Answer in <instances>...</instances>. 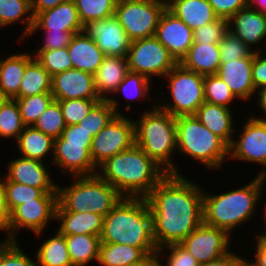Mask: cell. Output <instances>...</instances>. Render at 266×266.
I'll return each instance as SVG.
<instances>
[{
  "label": "cell",
  "instance_id": "6da1fadb",
  "mask_svg": "<svg viewBox=\"0 0 266 266\" xmlns=\"http://www.w3.org/2000/svg\"><path fill=\"white\" fill-rule=\"evenodd\" d=\"M183 173H167L146 197L157 248L180 244L203 222L204 187Z\"/></svg>",
  "mask_w": 266,
  "mask_h": 266
},
{
  "label": "cell",
  "instance_id": "ba28073f",
  "mask_svg": "<svg viewBox=\"0 0 266 266\" xmlns=\"http://www.w3.org/2000/svg\"><path fill=\"white\" fill-rule=\"evenodd\" d=\"M163 80L167 81L170 100H154V104L170 113L173 117L195 115L197 109L205 102L204 75L185 69L178 63ZM162 101V102H161Z\"/></svg>",
  "mask_w": 266,
  "mask_h": 266
},
{
  "label": "cell",
  "instance_id": "5b68a950",
  "mask_svg": "<svg viewBox=\"0 0 266 266\" xmlns=\"http://www.w3.org/2000/svg\"><path fill=\"white\" fill-rule=\"evenodd\" d=\"M134 119L135 144L166 173L181 172L174 156L177 153L176 117L156 104Z\"/></svg>",
  "mask_w": 266,
  "mask_h": 266
},
{
  "label": "cell",
  "instance_id": "d590c367",
  "mask_svg": "<svg viewBox=\"0 0 266 266\" xmlns=\"http://www.w3.org/2000/svg\"><path fill=\"white\" fill-rule=\"evenodd\" d=\"M52 76L33 58L25 67L19 93L13 98L27 97L40 93H51Z\"/></svg>",
  "mask_w": 266,
  "mask_h": 266
},
{
  "label": "cell",
  "instance_id": "ac0fdd59",
  "mask_svg": "<svg viewBox=\"0 0 266 266\" xmlns=\"http://www.w3.org/2000/svg\"><path fill=\"white\" fill-rule=\"evenodd\" d=\"M177 63L186 56L193 44V30L167 8L159 19L154 35Z\"/></svg>",
  "mask_w": 266,
  "mask_h": 266
},
{
  "label": "cell",
  "instance_id": "1f68e13d",
  "mask_svg": "<svg viewBox=\"0 0 266 266\" xmlns=\"http://www.w3.org/2000/svg\"><path fill=\"white\" fill-rule=\"evenodd\" d=\"M16 23H22L24 27L17 41L28 39L34 23L31 0H0V30Z\"/></svg>",
  "mask_w": 266,
  "mask_h": 266
},
{
  "label": "cell",
  "instance_id": "7a4b0ae2",
  "mask_svg": "<svg viewBox=\"0 0 266 266\" xmlns=\"http://www.w3.org/2000/svg\"><path fill=\"white\" fill-rule=\"evenodd\" d=\"M265 186L266 175H255L248 184L246 182V185L234 190L222 191L220 194H210L204 190L203 223L222 229L234 237L233 233L237 227L254 219L257 214L255 210H258L261 204L259 200L266 198L263 197Z\"/></svg>",
  "mask_w": 266,
  "mask_h": 266
},
{
  "label": "cell",
  "instance_id": "681fc988",
  "mask_svg": "<svg viewBox=\"0 0 266 266\" xmlns=\"http://www.w3.org/2000/svg\"><path fill=\"white\" fill-rule=\"evenodd\" d=\"M221 62L248 57L253 51L231 31H228L219 43Z\"/></svg>",
  "mask_w": 266,
  "mask_h": 266
},
{
  "label": "cell",
  "instance_id": "4316f807",
  "mask_svg": "<svg viewBox=\"0 0 266 266\" xmlns=\"http://www.w3.org/2000/svg\"><path fill=\"white\" fill-rule=\"evenodd\" d=\"M167 9L195 30L218 19L207 0H169Z\"/></svg>",
  "mask_w": 266,
  "mask_h": 266
},
{
  "label": "cell",
  "instance_id": "7bdbcfd3",
  "mask_svg": "<svg viewBox=\"0 0 266 266\" xmlns=\"http://www.w3.org/2000/svg\"><path fill=\"white\" fill-rule=\"evenodd\" d=\"M32 56L48 71L51 76L73 69L67 47L62 49L33 51Z\"/></svg>",
  "mask_w": 266,
  "mask_h": 266
},
{
  "label": "cell",
  "instance_id": "8d00e7d4",
  "mask_svg": "<svg viewBox=\"0 0 266 266\" xmlns=\"http://www.w3.org/2000/svg\"><path fill=\"white\" fill-rule=\"evenodd\" d=\"M24 128L16 99L7 98L0 108V139L16 141Z\"/></svg>",
  "mask_w": 266,
  "mask_h": 266
},
{
  "label": "cell",
  "instance_id": "f5cc1de1",
  "mask_svg": "<svg viewBox=\"0 0 266 266\" xmlns=\"http://www.w3.org/2000/svg\"><path fill=\"white\" fill-rule=\"evenodd\" d=\"M252 80L255 89L266 86V50L256 52L253 57Z\"/></svg>",
  "mask_w": 266,
  "mask_h": 266
},
{
  "label": "cell",
  "instance_id": "9c48e42d",
  "mask_svg": "<svg viewBox=\"0 0 266 266\" xmlns=\"http://www.w3.org/2000/svg\"><path fill=\"white\" fill-rule=\"evenodd\" d=\"M58 193H45L37 201H28L15 207L9 215L6 237L3 240L18 241L17 233L22 229L30 230L42 238L50 221L55 222Z\"/></svg>",
  "mask_w": 266,
  "mask_h": 266
},
{
  "label": "cell",
  "instance_id": "db71d44e",
  "mask_svg": "<svg viewBox=\"0 0 266 266\" xmlns=\"http://www.w3.org/2000/svg\"><path fill=\"white\" fill-rule=\"evenodd\" d=\"M62 136L66 143L92 145L93 137L80 124L66 126Z\"/></svg>",
  "mask_w": 266,
  "mask_h": 266
},
{
  "label": "cell",
  "instance_id": "d6a6232c",
  "mask_svg": "<svg viewBox=\"0 0 266 266\" xmlns=\"http://www.w3.org/2000/svg\"><path fill=\"white\" fill-rule=\"evenodd\" d=\"M56 231V232H55ZM52 237H48L39 244L36 250L38 266H73L67 249L65 235L57 229Z\"/></svg>",
  "mask_w": 266,
  "mask_h": 266
},
{
  "label": "cell",
  "instance_id": "94428289",
  "mask_svg": "<svg viewBox=\"0 0 266 266\" xmlns=\"http://www.w3.org/2000/svg\"><path fill=\"white\" fill-rule=\"evenodd\" d=\"M128 266H162V260L157 254H150L144 260Z\"/></svg>",
  "mask_w": 266,
  "mask_h": 266
},
{
  "label": "cell",
  "instance_id": "9f6ffc18",
  "mask_svg": "<svg viewBox=\"0 0 266 266\" xmlns=\"http://www.w3.org/2000/svg\"><path fill=\"white\" fill-rule=\"evenodd\" d=\"M242 257L230 251L229 253L221 256L220 258L209 261L208 263L200 264V266H241Z\"/></svg>",
  "mask_w": 266,
  "mask_h": 266
},
{
  "label": "cell",
  "instance_id": "d4e9b609",
  "mask_svg": "<svg viewBox=\"0 0 266 266\" xmlns=\"http://www.w3.org/2000/svg\"><path fill=\"white\" fill-rule=\"evenodd\" d=\"M73 69L95 74L103 62L105 54L83 31L75 34L67 46Z\"/></svg>",
  "mask_w": 266,
  "mask_h": 266
},
{
  "label": "cell",
  "instance_id": "f6af8a7d",
  "mask_svg": "<svg viewBox=\"0 0 266 266\" xmlns=\"http://www.w3.org/2000/svg\"><path fill=\"white\" fill-rule=\"evenodd\" d=\"M102 99L58 100L66 126L79 124Z\"/></svg>",
  "mask_w": 266,
  "mask_h": 266
},
{
  "label": "cell",
  "instance_id": "8fae6325",
  "mask_svg": "<svg viewBox=\"0 0 266 266\" xmlns=\"http://www.w3.org/2000/svg\"><path fill=\"white\" fill-rule=\"evenodd\" d=\"M126 57L128 71L150 80L156 76L162 79L178 64L155 36L131 41Z\"/></svg>",
  "mask_w": 266,
  "mask_h": 266
},
{
  "label": "cell",
  "instance_id": "4dcf8cb0",
  "mask_svg": "<svg viewBox=\"0 0 266 266\" xmlns=\"http://www.w3.org/2000/svg\"><path fill=\"white\" fill-rule=\"evenodd\" d=\"M14 142L20 156L42 162H45L44 160L49 155L53 159L54 139L33 126H25Z\"/></svg>",
  "mask_w": 266,
  "mask_h": 266
},
{
  "label": "cell",
  "instance_id": "be15d7a7",
  "mask_svg": "<svg viewBox=\"0 0 266 266\" xmlns=\"http://www.w3.org/2000/svg\"><path fill=\"white\" fill-rule=\"evenodd\" d=\"M265 201H266V199H265ZM264 203H266V202H264ZM263 210H264V214H263V216H262V219H264V229H261V230H263V231H261V233H258L257 235H255V236H266V204H265V206L262 208Z\"/></svg>",
  "mask_w": 266,
  "mask_h": 266
},
{
  "label": "cell",
  "instance_id": "003e7915",
  "mask_svg": "<svg viewBox=\"0 0 266 266\" xmlns=\"http://www.w3.org/2000/svg\"><path fill=\"white\" fill-rule=\"evenodd\" d=\"M116 4L118 3H121V2H126V1H129V0H113Z\"/></svg>",
  "mask_w": 266,
  "mask_h": 266
},
{
  "label": "cell",
  "instance_id": "6125c7cd",
  "mask_svg": "<svg viewBox=\"0 0 266 266\" xmlns=\"http://www.w3.org/2000/svg\"><path fill=\"white\" fill-rule=\"evenodd\" d=\"M248 6L260 13H266V0H248Z\"/></svg>",
  "mask_w": 266,
  "mask_h": 266
},
{
  "label": "cell",
  "instance_id": "ab89813d",
  "mask_svg": "<svg viewBox=\"0 0 266 266\" xmlns=\"http://www.w3.org/2000/svg\"><path fill=\"white\" fill-rule=\"evenodd\" d=\"M53 100L51 93L16 98L23 124L25 126H33Z\"/></svg>",
  "mask_w": 266,
  "mask_h": 266
},
{
  "label": "cell",
  "instance_id": "277c9868",
  "mask_svg": "<svg viewBox=\"0 0 266 266\" xmlns=\"http://www.w3.org/2000/svg\"><path fill=\"white\" fill-rule=\"evenodd\" d=\"M101 243L125 244L156 254L152 214L146 198L122 199L104 217Z\"/></svg>",
  "mask_w": 266,
  "mask_h": 266
},
{
  "label": "cell",
  "instance_id": "ee69618b",
  "mask_svg": "<svg viewBox=\"0 0 266 266\" xmlns=\"http://www.w3.org/2000/svg\"><path fill=\"white\" fill-rule=\"evenodd\" d=\"M117 114L108 100L99 101L79 123L94 137L97 135Z\"/></svg>",
  "mask_w": 266,
  "mask_h": 266
},
{
  "label": "cell",
  "instance_id": "836d02e7",
  "mask_svg": "<svg viewBox=\"0 0 266 266\" xmlns=\"http://www.w3.org/2000/svg\"><path fill=\"white\" fill-rule=\"evenodd\" d=\"M148 255L138 247L125 244L100 243L98 265L128 266L144 260Z\"/></svg>",
  "mask_w": 266,
  "mask_h": 266
},
{
  "label": "cell",
  "instance_id": "cb8c5ba5",
  "mask_svg": "<svg viewBox=\"0 0 266 266\" xmlns=\"http://www.w3.org/2000/svg\"><path fill=\"white\" fill-rule=\"evenodd\" d=\"M33 58L29 51L0 57V93L4 97L13 99L19 93L25 67Z\"/></svg>",
  "mask_w": 266,
  "mask_h": 266
},
{
  "label": "cell",
  "instance_id": "11a10c76",
  "mask_svg": "<svg viewBox=\"0 0 266 266\" xmlns=\"http://www.w3.org/2000/svg\"><path fill=\"white\" fill-rule=\"evenodd\" d=\"M253 258L250 259L257 266H266V236H256Z\"/></svg>",
  "mask_w": 266,
  "mask_h": 266
},
{
  "label": "cell",
  "instance_id": "bcb514c9",
  "mask_svg": "<svg viewBox=\"0 0 266 266\" xmlns=\"http://www.w3.org/2000/svg\"><path fill=\"white\" fill-rule=\"evenodd\" d=\"M19 241L3 240L0 243V266H38L35 256L31 258L18 244Z\"/></svg>",
  "mask_w": 266,
  "mask_h": 266
},
{
  "label": "cell",
  "instance_id": "9a60e30c",
  "mask_svg": "<svg viewBox=\"0 0 266 266\" xmlns=\"http://www.w3.org/2000/svg\"><path fill=\"white\" fill-rule=\"evenodd\" d=\"M90 149L91 145L66 143L61 135L54 139V155L49 165L57 166L61 174H68V177L97 174L98 167L94 164Z\"/></svg>",
  "mask_w": 266,
  "mask_h": 266
},
{
  "label": "cell",
  "instance_id": "60d3db41",
  "mask_svg": "<svg viewBox=\"0 0 266 266\" xmlns=\"http://www.w3.org/2000/svg\"><path fill=\"white\" fill-rule=\"evenodd\" d=\"M204 95L205 102L227 108L238 101L229 86L217 74L204 76Z\"/></svg>",
  "mask_w": 266,
  "mask_h": 266
},
{
  "label": "cell",
  "instance_id": "3957f363",
  "mask_svg": "<svg viewBox=\"0 0 266 266\" xmlns=\"http://www.w3.org/2000/svg\"><path fill=\"white\" fill-rule=\"evenodd\" d=\"M97 174L122 197L146 198L167 173L134 144L102 163Z\"/></svg>",
  "mask_w": 266,
  "mask_h": 266
},
{
  "label": "cell",
  "instance_id": "7dc6e473",
  "mask_svg": "<svg viewBox=\"0 0 266 266\" xmlns=\"http://www.w3.org/2000/svg\"><path fill=\"white\" fill-rule=\"evenodd\" d=\"M229 31V20L216 21L193 30V44H219Z\"/></svg>",
  "mask_w": 266,
  "mask_h": 266
},
{
  "label": "cell",
  "instance_id": "74e56055",
  "mask_svg": "<svg viewBox=\"0 0 266 266\" xmlns=\"http://www.w3.org/2000/svg\"><path fill=\"white\" fill-rule=\"evenodd\" d=\"M1 181L9 213L18 205L28 201H37L45 194L42 189L9 181L4 175L1 176Z\"/></svg>",
  "mask_w": 266,
  "mask_h": 266
},
{
  "label": "cell",
  "instance_id": "f546056e",
  "mask_svg": "<svg viewBox=\"0 0 266 266\" xmlns=\"http://www.w3.org/2000/svg\"><path fill=\"white\" fill-rule=\"evenodd\" d=\"M180 64L204 76L217 74L221 64L219 44H192Z\"/></svg>",
  "mask_w": 266,
  "mask_h": 266
},
{
  "label": "cell",
  "instance_id": "f1b7e54d",
  "mask_svg": "<svg viewBox=\"0 0 266 266\" xmlns=\"http://www.w3.org/2000/svg\"><path fill=\"white\" fill-rule=\"evenodd\" d=\"M151 82L149 78L141 75L139 73L128 71L123 79V81L118 85L117 90L113 93L114 96H111L108 101L110 105L114 108V111L117 115H124L122 108L120 106V100L116 98V95L122 94L127 100L128 103L124 105V110L129 111L132 107V101L139 100H149L151 99ZM130 99V100H129ZM131 101V103H130ZM121 109V110H120Z\"/></svg>",
  "mask_w": 266,
  "mask_h": 266
},
{
  "label": "cell",
  "instance_id": "03108f58",
  "mask_svg": "<svg viewBox=\"0 0 266 266\" xmlns=\"http://www.w3.org/2000/svg\"><path fill=\"white\" fill-rule=\"evenodd\" d=\"M6 99H7V98L4 97V96L0 93V108H1V106H2V104H3V102H4Z\"/></svg>",
  "mask_w": 266,
  "mask_h": 266
},
{
  "label": "cell",
  "instance_id": "b9f144b4",
  "mask_svg": "<svg viewBox=\"0 0 266 266\" xmlns=\"http://www.w3.org/2000/svg\"><path fill=\"white\" fill-rule=\"evenodd\" d=\"M34 128L53 139L60 137L66 127L58 101L53 100L37 119Z\"/></svg>",
  "mask_w": 266,
  "mask_h": 266
},
{
  "label": "cell",
  "instance_id": "8992f818",
  "mask_svg": "<svg viewBox=\"0 0 266 266\" xmlns=\"http://www.w3.org/2000/svg\"><path fill=\"white\" fill-rule=\"evenodd\" d=\"M176 134L178 154L200 162L207 171L223 169L229 160V146L195 115L176 117Z\"/></svg>",
  "mask_w": 266,
  "mask_h": 266
},
{
  "label": "cell",
  "instance_id": "d6986e66",
  "mask_svg": "<svg viewBox=\"0 0 266 266\" xmlns=\"http://www.w3.org/2000/svg\"><path fill=\"white\" fill-rule=\"evenodd\" d=\"M51 94L55 101L70 99H101L95 88L94 75L77 69L52 76Z\"/></svg>",
  "mask_w": 266,
  "mask_h": 266
},
{
  "label": "cell",
  "instance_id": "52a82bcc",
  "mask_svg": "<svg viewBox=\"0 0 266 266\" xmlns=\"http://www.w3.org/2000/svg\"><path fill=\"white\" fill-rule=\"evenodd\" d=\"M71 178L69 186L57 185L56 211L92 212L105 217L122 199L117 190L98 174Z\"/></svg>",
  "mask_w": 266,
  "mask_h": 266
},
{
  "label": "cell",
  "instance_id": "e0dca14e",
  "mask_svg": "<svg viewBox=\"0 0 266 266\" xmlns=\"http://www.w3.org/2000/svg\"><path fill=\"white\" fill-rule=\"evenodd\" d=\"M4 176L12 182L42 189L45 193H57V182L52 180L53 174L49 172L46 162L30 159L23 156L6 162ZM47 166H46V165Z\"/></svg>",
  "mask_w": 266,
  "mask_h": 266
},
{
  "label": "cell",
  "instance_id": "f907efd6",
  "mask_svg": "<svg viewBox=\"0 0 266 266\" xmlns=\"http://www.w3.org/2000/svg\"><path fill=\"white\" fill-rule=\"evenodd\" d=\"M44 37L42 39L43 43L38 47V50H53V49H62L67 47L75 34L80 32H69V31H44Z\"/></svg>",
  "mask_w": 266,
  "mask_h": 266
},
{
  "label": "cell",
  "instance_id": "44dd1931",
  "mask_svg": "<svg viewBox=\"0 0 266 266\" xmlns=\"http://www.w3.org/2000/svg\"><path fill=\"white\" fill-rule=\"evenodd\" d=\"M255 52L248 57L221 62L217 75L229 86L239 101L249 103L256 89L252 80V64Z\"/></svg>",
  "mask_w": 266,
  "mask_h": 266
},
{
  "label": "cell",
  "instance_id": "6f0895ef",
  "mask_svg": "<svg viewBox=\"0 0 266 266\" xmlns=\"http://www.w3.org/2000/svg\"><path fill=\"white\" fill-rule=\"evenodd\" d=\"M1 175L2 173H0V230L6 233L10 213L6 205L5 192L1 181Z\"/></svg>",
  "mask_w": 266,
  "mask_h": 266
},
{
  "label": "cell",
  "instance_id": "e575fe53",
  "mask_svg": "<svg viewBox=\"0 0 266 266\" xmlns=\"http://www.w3.org/2000/svg\"><path fill=\"white\" fill-rule=\"evenodd\" d=\"M67 249L73 266H89L97 263L100 236L88 234L65 235Z\"/></svg>",
  "mask_w": 266,
  "mask_h": 266
},
{
  "label": "cell",
  "instance_id": "484cf974",
  "mask_svg": "<svg viewBox=\"0 0 266 266\" xmlns=\"http://www.w3.org/2000/svg\"><path fill=\"white\" fill-rule=\"evenodd\" d=\"M128 72L127 57L105 56L94 74L95 88L102 100H108Z\"/></svg>",
  "mask_w": 266,
  "mask_h": 266
},
{
  "label": "cell",
  "instance_id": "ffe728a7",
  "mask_svg": "<svg viewBox=\"0 0 266 266\" xmlns=\"http://www.w3.org/2000/svg\"><path fill=\"white\" fill-rule=\"evenodd\" d=\"M229 31L241 39L251 51H265L264 47L259 48L256 45H266L263 44L266 42V13H260L247 5L229 19Z\"/></svg>",
  "mask_w": 266,
  "mask_h": 266
},
{
  "label": "cell",
  "instance_id": "4fadbf2b",
  "mask_svg": "<svg viewBox=\"0 0 266 266\" xmlns=\"http://www.w3.org/2000/svg\"><path fill=\"white\" fill-rule=\"evenodd\" d=\"M127 115H116L93 137L90 153L97 167L135 144L134 119Z\"/></svg>",
  "mask_w": 266,
  "mask_h": 266
},
{
  "label": "cell",
  "instance_id": "680465c9",
  "mask_svg": "<svg viewBox=\"0 0 266 266\" xmlns=\"http://www.w3.org/2000/svg\"><path fill=\"white\" fill-rule=\"evenodd\" d=\"M69 0H31V9L33 16L45 10L54 8L55 6L67 2Z\"/></svg>",
  "mask_w": 266,
  "mask_h": 266
},
{
  "label": "cell",
  "instance_id": "83f0119b",
  "mask_svg": "<svg viewBox=\"0 0 266 266\" xmlns=\"http://www.w3.org/2000/svg\"><path fill=\"white\" fill-rule=\"evenodd\" d=\"M55 221L59 222L57 230L63 235L100 236L104 216L92 212L56 211Z\"/></svg>",
  "mask_w": 266,
  "mask_h": 266
},
{
  "label": "cell",
  "instance_id": "603a6c76",
  "mask_svg": "<svg viewBox=\"0 0 266 266\" xmlns=\"http://www.w3.org/2000/svg\"><path fill=\"white\" fill-rule=\"evenodd\" d=\"M221 105L204 102L195 113L196 118L213 134L220 137L228 146L231 145L235 132L234 110ZM234 117V119H233ZM234 134V135H233Z\"/></svg>",
  "mask_w": 266,
  "mask_h": 266
},
{
  "label": "cell",
  "instance_id": "c3c4849f",
  "mask_svg": "<svg viewBox=\"0 0 266 266\" xmlns=\"http://www.w3.org/2000/svg\"><path fill=\"white\" fill-rule=\"evenodd\" d=\"M156 254L161 260L166 258L163 259L166 262L162 263V266H200L196 258L181 244L163 246L157 250Z\"/></svg>",
  "mask_w": 266,
  "mask_h": 266
},
{
  "label": "cell",
  "instance_id": "816d5d0a",
  "mask_svg": "<svg viewBox=\"0 0 266 266\" xmlns=\"http://www.w3.org/2000/svg\"><path fill=\"white\" fill-rule=\"evenodd\" d=\"M218 18L229 20L240 9L248 5V0H207Z\"/></svg>",
  "mask_w": 266,
  "mask_h": 266
},
{
  "label": "cell",
  "instance_id": "f35d334b",
  "mask_svg": "<svg viewBox=\"0 0 266 266\" xmlns=\"http://www.w3.org/2000/svg\"><path fill=\"white\" fill-rule=\"evenodd\" d=\"M83 26L91 21L114 16L116 3L113 0H73Z\"/></svg>",
  "mask_w": 266,
  "mask_h": 266
},
{
  "label": "cell",
  "instance_id": "91938a15",
  "mask_svg": "<svg viewBox=\"0 0 266 266\" xmlns=\"http://www.w3.org/2000/svg\"><path fill=\"white\" fill-rule=\"evenodd\" d=\"M255 99H257L256 103H257V107H259L258 109H260V111H262L263 116L259 115L257 116V114L255 115V112L253 114V117L262 120V121H266V86L260 87L256 89L255 92Z\"/></svg>",
  "mask_w": 266,
  "mask_h": 266
},
{
  "label": "cell",
  "instance_id": "7c38bea8",
  "mask_svg": "<svg viewBox=\"0 0 266 266\" xmlns=\"http://www.w3.org/2000/svg\"><path fill=\"white\" fill-rule=\"evenodd\" d=\"M249 117V118H248ZM245 119L241 130L235 131L236 137L233 138L229 146V159L235 162H246L261 165L257 175H266V121L259 120L253 116ZM241 132V133H240ZM239 135V136H238Z\"/></svg>",
  "mask_w": 266,
  "mask_h": 266
},
{
  "label": "cell",
  "instance_id": "e7e4bbea",
  "mask_svg": "<svg viewBox=\"0 0 266 266\" xmlns=\"http://www.w3.org/2000/svg\"><path fill=\"white\" fill-rule=\"evenodd\" d=\"M241 266H257V265H255L252 261L250 262L249 258H248V260H246L244 255H243Z\"/></svg>",
  "mask_w": 266,
  "mask_h": 266
},
{
  "label": "cell",
  "instance_id": "30bf717a",
  "mask_svg": "<svg viewBox=\"0 0 266 266\" xmlns=\"http://www.w3.org/2000/svg\"><path fill=\"white\" fill-rule=\"evenodd\" d=\"M167 8L163 0H129L116 4L114 16L130 41L153 37Z\"/></svg>",
  "mask_w": 266,
  "mask_h": 266
},
{
  "label": "cell",
  "instance_id": "5bb4252c",
  "mask_svg": "<svg viewBox=\"0 0 266 266\" xmlns=\"http://www.w3.org/2000/svg\"><path fill=\"white\" fill-rule=\"evenodd\" d=\"M232 239L226 231L202 222L180 244L199 264H204L229 253L232 249Z\"/></svg>",
  "mask_w": 266,
  "mask_h": 266
},
{
  "label": "cell",
  "instance_id": "2e32d148",
  "mask_svg": "<svg viewBox=\"0 0 266 266\" xmlns=\"http://www.w3.org/2000/svg\"><path fill=\"white\" fill-rule=\"evenodd\" d=\"M83 32L106 56H127L131 41L115 16L91 21L83 26Z\"/></svg>",
  "mask_w": 266,
  "mask_h": 266
},
{
  "label": "cell",
  "instance_id": "7402d4cb",
  "mask_svg": "<svg viewBox=\"0 0 266 266\" xmlns=\"http://www.w3.org/2000/svg\"><path fill=\"white\" fill-rule=\"evenodd\" d=\"M38 31L82 32L83 24L80 21L74 1L69 0L38 13L34 17V23L28 38H31Z\"/></svg>",
  "mask_w": 266,
  "mask_h": 266
}]
</instances>
